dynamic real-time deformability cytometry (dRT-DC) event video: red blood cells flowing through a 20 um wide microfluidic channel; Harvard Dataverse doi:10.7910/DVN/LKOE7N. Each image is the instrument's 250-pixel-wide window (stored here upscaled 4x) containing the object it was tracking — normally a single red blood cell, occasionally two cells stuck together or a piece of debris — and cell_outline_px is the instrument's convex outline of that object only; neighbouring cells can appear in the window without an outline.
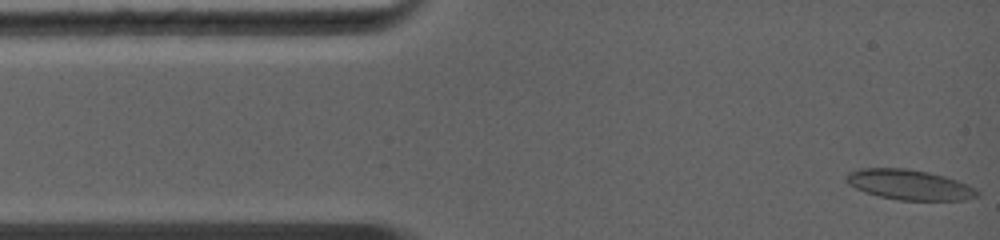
{"species": "common noctule bat (a hibernating species)", "species_latin": "Nyctalus noctula", "temperature_condition": "warm", "stored_images_in_passage": 48, "camera_frame_rate_fps": 5000, "um_per_image_px": 0.085, "animal": {"sex": "female", "body_mass_g": 19.0, "forearm_length_mm": 56.7}, "frame": {"image": 1, "passage_image": 1, "time_ms": 0.0, "image_size_px": [1000, 240], "cell_outline_px": [[980, 196], [964, 200], [900, 200], [880, 196], [864, 192], [848, 184], [844, 180], [848, 172], [860, 168], [904, 168], [928, 172], [944, 176], [968, 184], [980, 192]], "centroid_in_image_um": [77.29, 15.7], "position_along_channel_um": 7.7, "area_um2": 23.06}}
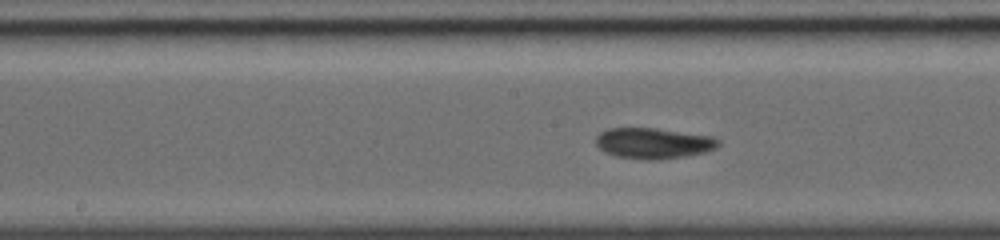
{"frame": {"image": 2, "passage_image": 20, "time_ms": 5.8, "image_size_px": [1000, 240], "cell_outline_px": [[720, 144], [716, 148], [704, 152], [684, 156], [660, 160], [644, 160], [616, 156], [604, 152], [596, 144], [596, 136], [600, 132], [608, 128], [656, 128], [712, 136], [720, 140]], "centroid_in_image_um": [55.53, 12.17], "position_along_channel_um": 192.7, "area_um2": 22.08}}
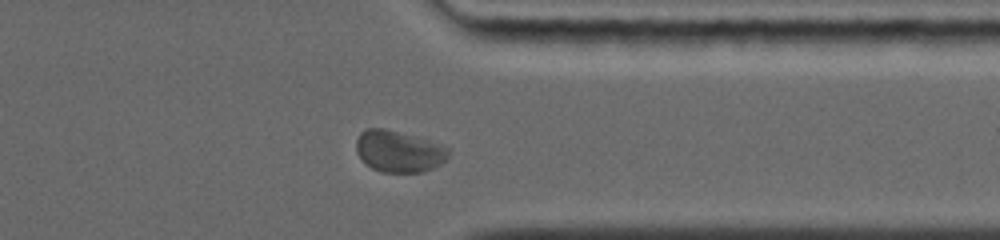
{"frame": {"image": 3, "passage_image": 40, "time_ms": 10.0, "image_size_px": [1000, 240], "cell_outline_px": [[452, 148], [448, 156], [440, 164], [432, 168], [420, 172], [380, 172], [364, 164], [356, 152], [356, 140], [360, 132], [368, 128], [384, 128], [428, 140]], "centroid_in_image_um": [33.87, 12.87], "position_along_channel_um": 377.5, "area_um2": 22.43}, "authors_computed_cell_mechanics": {"area_um2": 21.6172, "velocity_mm_per_s": 4.4325, "shape_relaxation_time_tau1_ms": null, "shape_relaxation_time_tau2_ms": 0.6655, "deformation_change_tau1": null, "deformation_change_tau2": 0.0417}}